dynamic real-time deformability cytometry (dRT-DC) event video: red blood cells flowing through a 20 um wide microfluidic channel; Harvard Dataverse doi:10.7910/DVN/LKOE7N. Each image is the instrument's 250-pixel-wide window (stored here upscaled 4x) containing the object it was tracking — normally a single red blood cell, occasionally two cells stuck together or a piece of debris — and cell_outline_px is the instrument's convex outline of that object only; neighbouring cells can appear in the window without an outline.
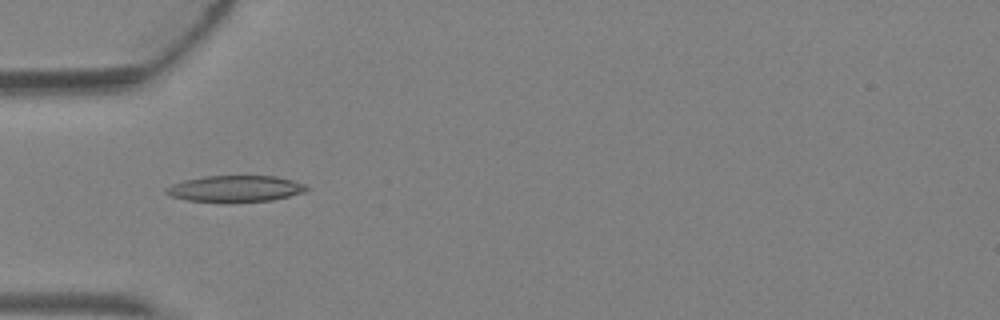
{"species": "Egyptian fruit bat (a non-hibernating species)", "species_latin": "Rousettus aegyptiacus", "temperature_condition": "warm", "stored_images_in_passage": 1, "camera_frame_rate_fps": 3000, "um_per_image_px": 0.085, "animal": {"sex": "female"}, "frame": {"image": 1, "passage_image": 1, "time_ms": 0.0, "image_size_px": [1000, 320], "cell_outline_px": [[308, 188], [304, 192], [272, 200], [224, 204], [188, 200], [168, 196], [164, 192], [164, 188], [172, 184], [184, 180], [204, 176], [276, 176], [292, 180], [304, 184]], "centroid_in_image_um": [19.93, 16.06], "position_along_channel_um": 65.1, "area_um2": 22.08}}